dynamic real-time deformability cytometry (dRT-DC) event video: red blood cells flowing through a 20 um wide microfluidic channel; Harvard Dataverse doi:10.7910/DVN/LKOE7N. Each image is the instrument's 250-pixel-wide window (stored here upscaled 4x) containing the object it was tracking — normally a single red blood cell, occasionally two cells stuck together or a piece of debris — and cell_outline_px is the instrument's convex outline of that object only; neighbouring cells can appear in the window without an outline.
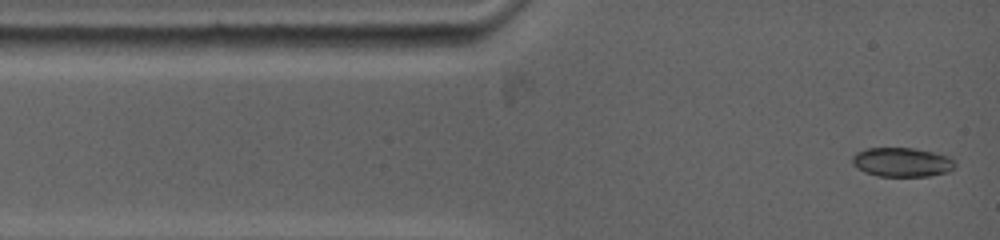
{"species": "common noctule bat (a hibernating species)", "species_latin": "Nyctalus noctula", "temperature_condition": "warm", "stored_images_in_passage": 41, "camera_frame_rate_fps": 5000, "um_per_image_px": 0.085, "animal": {"sex": "female", "body_mass_g": 19.0, "forearm_length_mm": 53.3}, "frame": {"image": 1, "passage_image": 1, "time_ms": 0.0, "image_size_px": [1000, 240], "cell_outline_px": [[956, 168], [948, 172], [928, 176], [876, 176], [864, 172], [856, 168], [852, 164], [852, 156], [856, 152], [868, 148], [912, 148], [932, 152], [948, 156], [956, 164]], "centroid_in_image_um": [76.64, 13.79], "position_along_channel_um": 8.4, "area_um2": 17.57}}
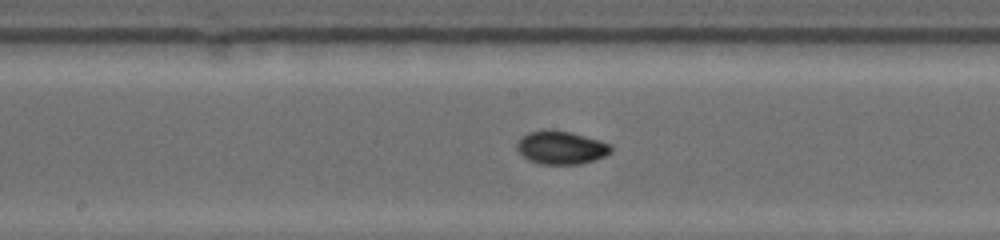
{"frame": {"image": 2, "passage_image": 18, "time_ms": 6.0, "image_size_px": [1000, 240], "cell_outline_px": [[612, 152], [604, 156], [580, 164], [540, 164], [528, 160], [516, 148], [516, 144], [520, 136], [528, 132], [544, 128], [552, 128], [572, 132], [600, 140], [612, 144]], "centroid_in_image_um": [47.67, 12.51], "position_along_channel_um": 200.5, "area_um2": 18.61}}
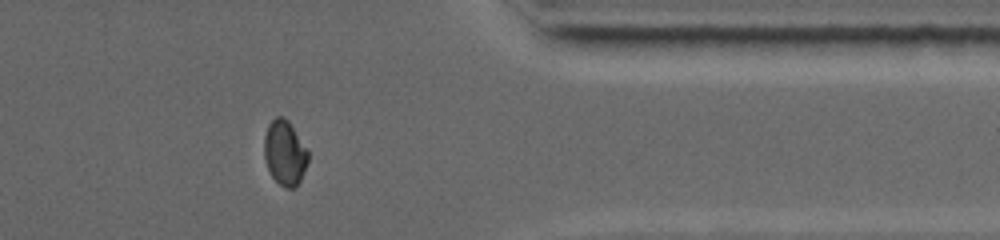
{"frame": {"image": 3, "passage_image": 34, "time_ms": 11.2, "image_size_px": [1000, 240], "cell_outline_px": [[308, 160], [304, 172], [296, 188], [288, 188], [280, 184], [272, 176], [268, 168], [264, 156], [264, 136], [268, 124], [276, 116], [284, 116], [288, 120], [308, 148]], "centroid_in_image_um": [24.22, 12.96], "position_along_channel_um": 387.2, "area_um2": 16.7}, "authors_computed_cell_mechanics": {"area_um2": 17.5712, "velocity_mm_per_s": 3.8741, "shape_relaxation_time_tau1_ms": 9.4602, "shape_relaxation_time_tau2_ms": null, "deformation_change_tau1": 0.1958, "deformation_change_tau2": null}}